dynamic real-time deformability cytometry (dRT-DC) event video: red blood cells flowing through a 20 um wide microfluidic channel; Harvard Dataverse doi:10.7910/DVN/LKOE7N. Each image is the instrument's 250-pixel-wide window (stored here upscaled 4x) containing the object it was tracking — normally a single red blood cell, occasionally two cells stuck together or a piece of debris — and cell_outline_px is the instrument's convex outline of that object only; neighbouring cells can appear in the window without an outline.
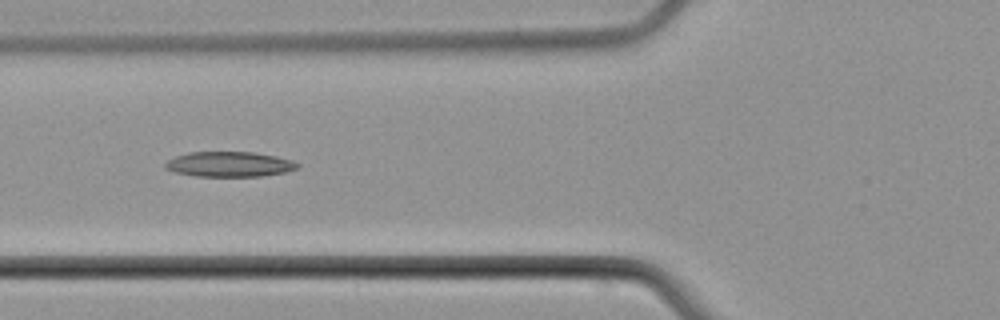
{"species": "common noctule bat (a hibernating species)", "species_latin": "Nyctalus noctula", "temperature_condition": "cold", "stored_images_in_passage": 5, "camera_frame_rate_fps": 3000, "um_per_image_px": 0.085, "animal": {"sex": "male", "body_mass_g": 21.5, "forearm_length_mm": 52.0}, "frame": {"image": 1, "passage_image": 3, "time_ms": 2.667, "image_size_px": [1000, 320], "cell_outline_px": [[300, 168], [288, 172], [260, 176], [196, 176], [176, 172], [164, 168], [164, 164], [168, 160], [176, 156], [188, 152], [256, 152], [276, 156], [292, 160], [300, 164]], "centroid_in_image_um": [19.54, 13.96], "position_along_channel_um": 106.3, "area_um2": 19.48}}
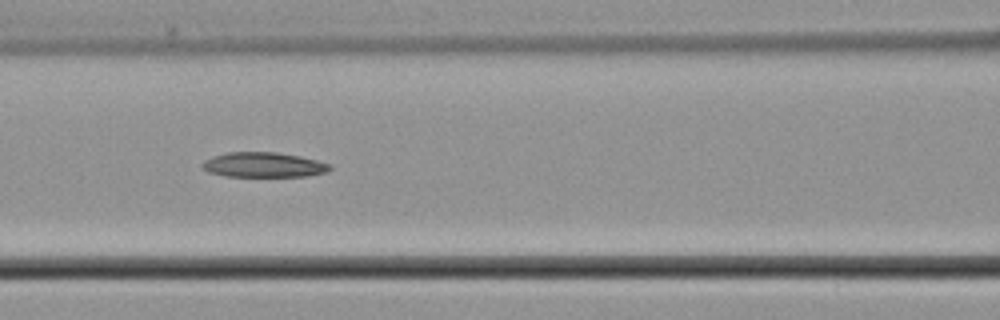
{"frame": {"image": 2, "passage_image": 4, "time_ms": 3.667, "image_size_px": [1000, 320], "cell_outline_px": [[332, 168], [328, 172], [308, 176], [224, 176], [208, 172], [200, 164], [204, 160], [212, 156], [228, 152], [276, 152], [300, 156], [332, 164]], "centroid_in_image_um": [22.42, 14.01], "position_along_channel_um": 144.2, "area_um2": 18.67}}
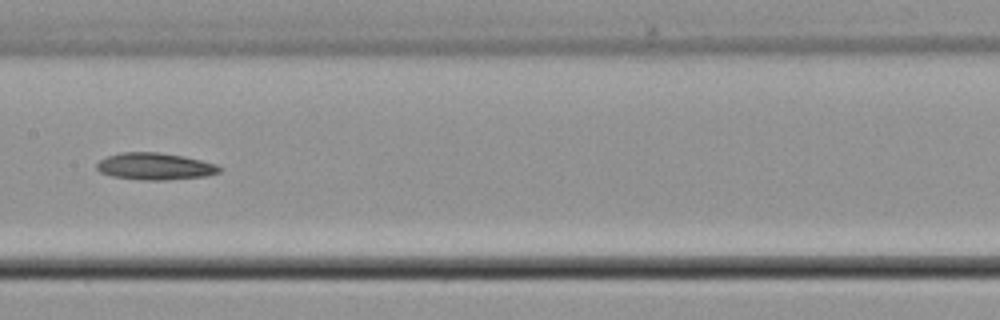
{"frame": {"image": 3, "passage_image": 5, "time_ms": 5.0, "image_size_px": [1000, 320], "cell_outline_px": [[224, 168], [220, 172], [204, 176], [164, 180], [144, 180], [112, 176], [100, 172], [96, 168], [96, 164], [100, 160], [108, 156], [120, 152], [156, 152], [184, 156], [216, 164]], "centroid_in_image_um": [13.17, 14.13], "position_along_channel_um": 194.2, "area_um2": 19.19}}